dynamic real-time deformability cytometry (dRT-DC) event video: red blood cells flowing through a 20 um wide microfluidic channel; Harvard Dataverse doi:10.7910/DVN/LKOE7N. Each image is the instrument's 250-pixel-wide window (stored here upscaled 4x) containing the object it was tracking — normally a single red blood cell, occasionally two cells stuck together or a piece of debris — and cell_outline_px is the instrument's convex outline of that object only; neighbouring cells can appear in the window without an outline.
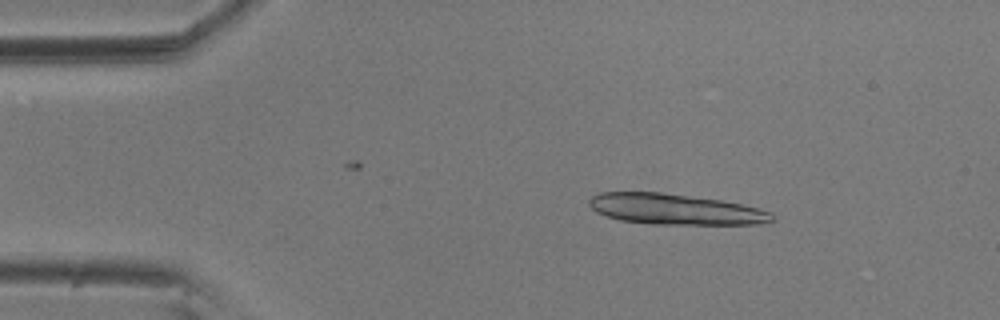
{"species": "common noctule bat (a hibernating species)", "species_latin": "Nyctalus noctula", "temperature_condition": "room temperature", "stored_images_in_passage": 44, "camera_frame_rate_fps": 3000, "um_per_image_px": 0.085, "animal": {"sex": "male", "body_mass_g": 20.5, "forearm_length_mm": 52.5}, "frame": {"image": 1, "passage_image": 3, "time_ms": 0.667, "image_size_px": [1000, 320], "cell_outline_px": [[776, 220], [756, 224], [656, 224], [620, 220], [596, 212], [588, 204], [588, 200], [592, 196], [600, 192], [660, 192], [720, 200], [760, 208], [772, 212], [776, 216]], "centroid_in_image_um": [57.41, 17.78], "position_along_channel_um": 27.6, "area_um2": 32.66}}
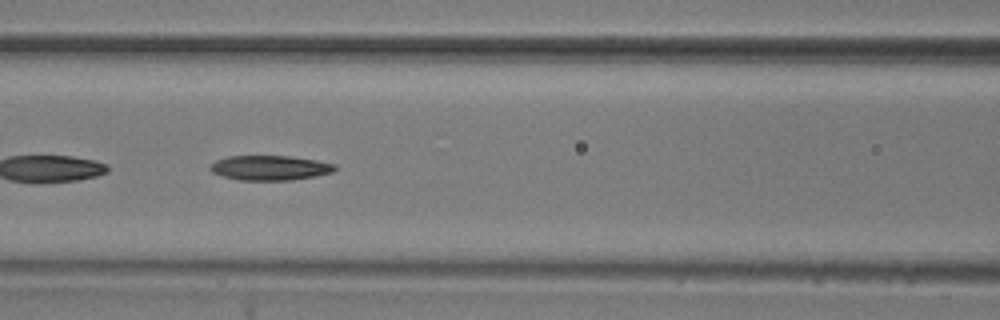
{"frame": {"image": 2, "passage_image": 18, "time_ms": 5.667, "image_size_px": [1000, 320], "cell_outline_px": [[336, 168], [332, 172], [316, 176], [292, 180], [240, 180], [224, 176], [212, 172], [208, 168], [216, 160], [228, 156], [288, 156], [316, 160], [336, 164]], "centroid_in_image_um": [22.95, 14.26], "position_along_channel_um": 143.6, "area_um2": 17.92}}
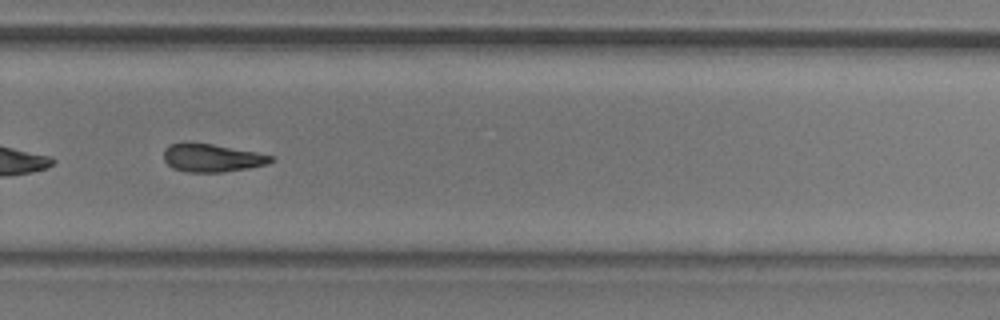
{"frame": {"image": 3, "passage_image": 32, "time_ms": 10.333, "image_size_px": [1000, 320], "cell_outline_px": [[276, 160], [268, 164], [248, 168], [220, 172], [188, 172], [172, 168], [164, 160], [164, 148], [172, 144], [188, 140], [212, 144], [256, 152], [272, 156]], "centroid_in_image_um": [17.99, 13.4], "position_along_channel_um": 311.8, "area_um2": 17.74}, "authors_computed_cell_mechanics": {"area_um2": 18.3804, "velocity_mm_per_s": 3.6113, "shape_relaxation_time_tau1_ms": 8.9824, "shape_relaxation_time_tau2_ms": null, "deformation_change_tau1": 0.2145, "deformation_change_tau2": null}}